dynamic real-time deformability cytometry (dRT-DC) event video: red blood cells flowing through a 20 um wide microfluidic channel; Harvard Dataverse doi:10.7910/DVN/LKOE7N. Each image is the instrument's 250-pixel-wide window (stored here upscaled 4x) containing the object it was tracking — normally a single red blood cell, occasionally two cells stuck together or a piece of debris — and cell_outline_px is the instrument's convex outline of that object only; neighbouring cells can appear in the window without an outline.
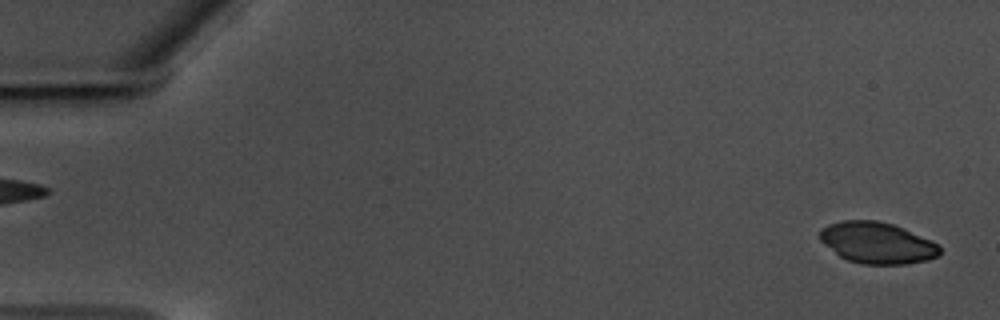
{"species": "common noctule bat (a hibernating species)", "species_latin": "Nyctalus noctula", "temperature_condition": "warm", "stored_images_in_passage": 58, "camera_frame_rate_fps": 3000, "um_per_image_px": 0.085, "animal": {"sex": "male", "body_mass_g": 17.5, "forearm_length_mm": 52.3}, "frame": {"image": 1, "passage_image": 2, "time_ms": 0.333, "image_size_px": [1000, 320], "cell_outline_px": [[940, 252], [936, 256], [928, 260], [904, 264], [860, 264], [848, 260], [840, 256], [824, 244], [820, 240], [820, 228], [828, 224], [844, 220], [880, 220], [904, 228], [932, 240], [940, 244]], "centroid_in_image_um": [74.56, 20.63], "position_along_channel_um": 10.4, "area_um2": 29.02}}
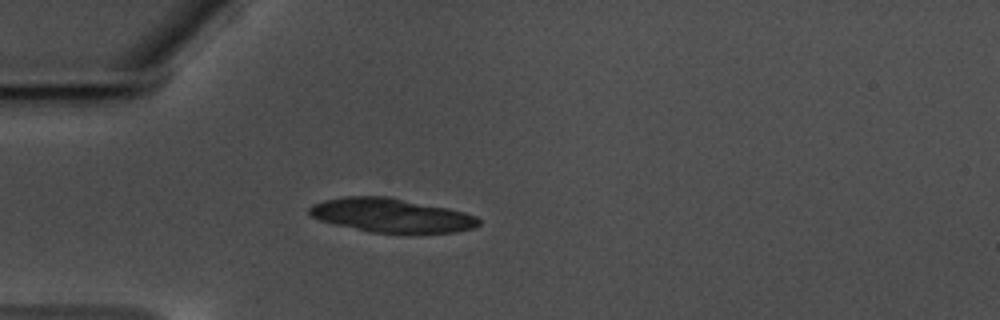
{"frame": {"image": 2, "passage_image": 17, "time_ms": 5.333, "image_size_px": [1000, 320], "cell_outline_px": [[480, 224], [472, 228], [456, 232], [368, 232], [320, 220], [312, 216], [308, 212], [308, 208], [312, 204], [324, 200], [344, 196], [388, 196], [448, 208], [464, 212], [476, 216], [480, 220]], "centroid_in_image_um": [33.24, 18.29], "position_along_channel_um": 51.8, "area_um2": 33.23}}